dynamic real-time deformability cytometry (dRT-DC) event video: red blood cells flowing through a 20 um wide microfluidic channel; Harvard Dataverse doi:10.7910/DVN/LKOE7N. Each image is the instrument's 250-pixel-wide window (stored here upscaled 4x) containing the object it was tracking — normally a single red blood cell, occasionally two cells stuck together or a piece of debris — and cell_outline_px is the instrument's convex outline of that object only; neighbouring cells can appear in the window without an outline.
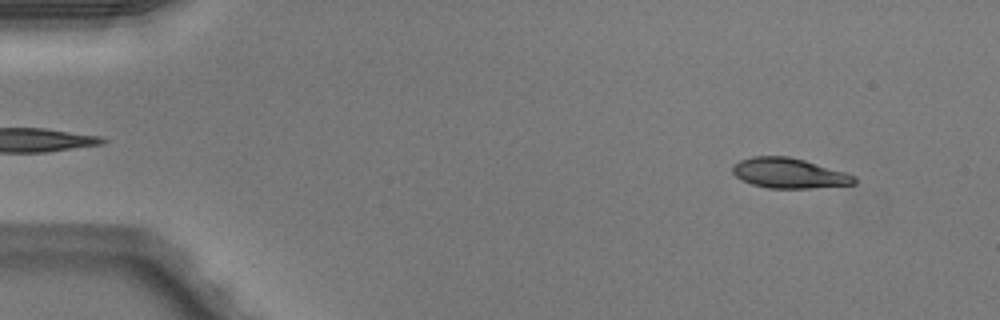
{"species": "Egyptian fruit bat (a non-hibernating species)", "species_latin": "Rousettus aegyptiacus", "temperature_condition": "warm", "stored_images_in_passage": 48, "camera_frame_rate_fps": 3000, "um_per_image_px": 0.085, "animal": {"sex": "male"}, "frame": {"image": 1, "passage_image": 4, "time_ms": 1.0, "image_size_px": [1000, 320], "cell_outline_px": [[856, 184], [808, 188], [768, 188], [752, 184], [740, 180], [732, 172], [732, 168], [740, 160], [752, 156], [788, 156], [804, 160], [844, 172], [856, 176]], "centroid_in_image_um": [67.05, 14.72], "position_along_channel_um": 17.9, "area_um2": 21.21}}
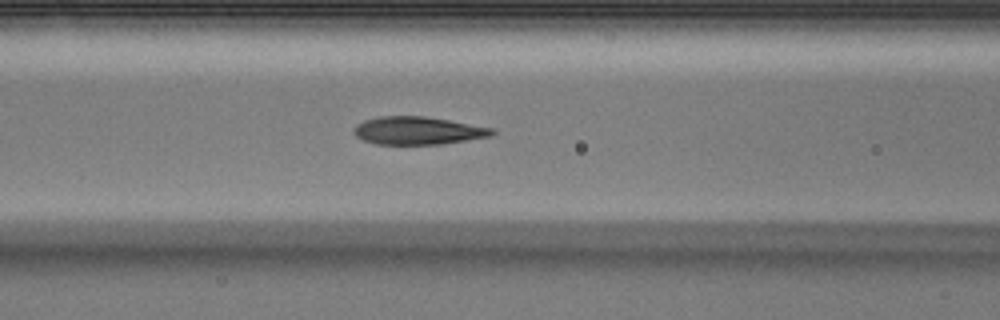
{"frame": {"image": 2, "passage_image": 20, "time_ms": 6.333, "image_size_px": [1000, 320], "cell_outline_px": [[496, 132], [492, 136], [440, 144], [376, 144], [364, 140], [356, 136], [352, 132], [356, 124], [364, 120], [380, 116], [424, 116], [448, 120], [492, 128]], "centroid_in_image_um": [35.49, 11.1], "position_along_channel_um": 131.1, "area_um2": 22.31}}
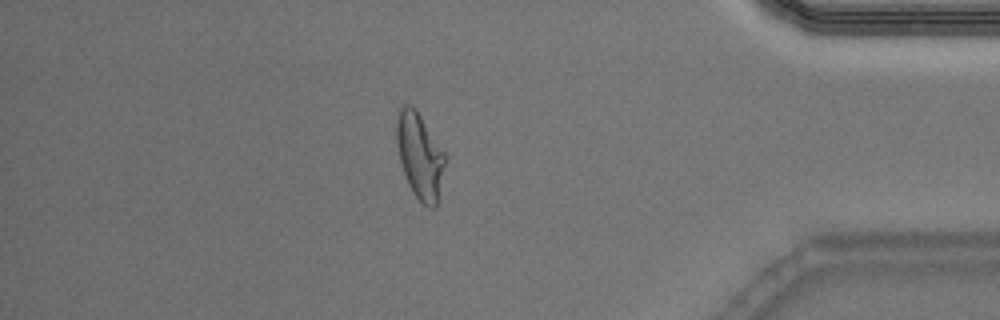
{"frame": {"image": 3, "passage_image": 42, "time_ms": 13.667, "image_size_px": [1000, 320], "cell_outline_px": [[444, 164], [436, 208], [428, 208], [412, 192], [408, 184], [400, 160], [396, 140], [396, 120], [400, 104], [412, 104], [416, 108], [444, 152]], "centroid_in_image_um": [35.65, 13.19], "position_along_channel_um": 399.6, "area_um2": 23.99}, "authors_computed_cell_mechanics": {"area_um2": 22.6865, "velocity_mm_per_s": 4.1028, "shape_relaxation_time_tau1_ms": 5.4579, "shape_relaxation_time_tau2_ms": 1.2217, "deformation_change_tau1": 0.2509, "deformation_change_tau2": 0.0973}}